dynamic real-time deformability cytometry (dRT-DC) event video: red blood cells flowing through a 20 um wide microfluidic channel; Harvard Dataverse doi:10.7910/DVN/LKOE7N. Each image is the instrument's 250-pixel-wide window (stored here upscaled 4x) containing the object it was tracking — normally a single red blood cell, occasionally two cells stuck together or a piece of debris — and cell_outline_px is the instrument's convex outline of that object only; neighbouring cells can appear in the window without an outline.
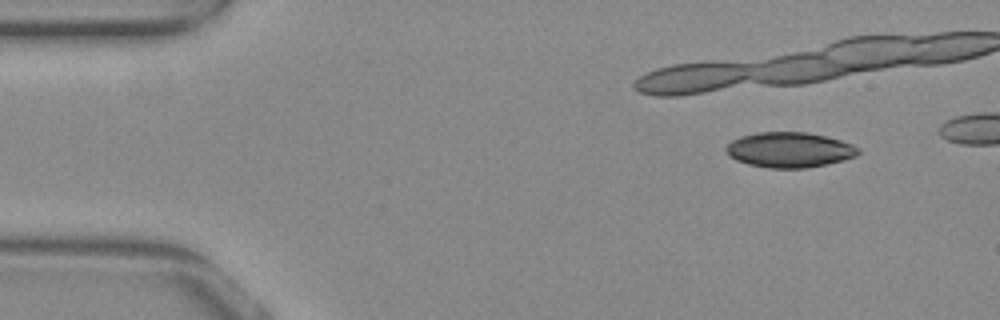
{"species": "common noctule bat (a hibernating species)", "species_latin": "Nyctalus noctula", "temperature_condition": "warm", "stored_images_in_passage": 6, "camera_frame_rate_fps": 3000, "um_per_image_px": 0.085, "animal": {"sex": "female", "body_mass_g": 29.2, "forearm_length_mm": 56.3}, "frame": {"image": 1, "passage_image": 2, "time_ms": 0.333, "image_size_px": [1000, 320], "cell_outline_px": [[860, 152], [856, 156], [844, 160], [828, 164], [804, 168], [768, 168], [748, 164], [736, 160], [728, 156], [724, 152], [724, 148], [732, 140], [740, 136], [756, 132], [808, 132], [840, 140], [852, 144], [860, 148]], "centroid_in_image_um": [67.08, 12.74], "position_along_channel_um": 17.9, "area_um2": 27.4}}